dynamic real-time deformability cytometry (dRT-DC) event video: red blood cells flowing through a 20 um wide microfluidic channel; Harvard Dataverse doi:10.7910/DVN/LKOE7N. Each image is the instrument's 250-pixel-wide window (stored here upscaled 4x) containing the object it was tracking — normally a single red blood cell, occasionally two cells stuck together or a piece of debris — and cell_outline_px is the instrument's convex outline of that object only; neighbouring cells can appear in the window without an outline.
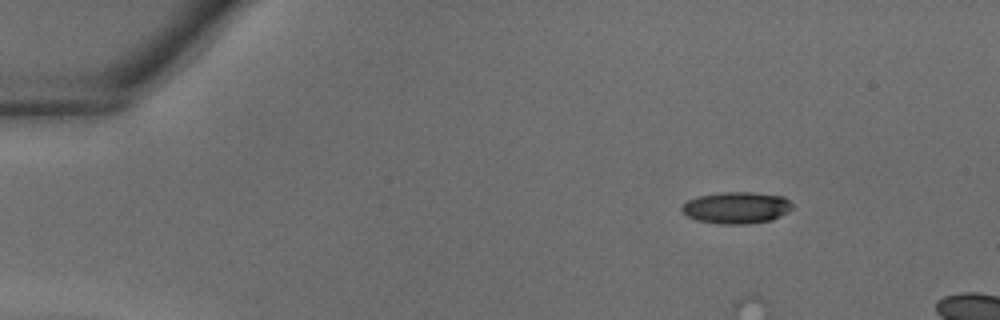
{"species": "common noctule bat (a hibernating species)", "species_latin": "Nyctalus noctula", "temperature_condition": "warm", "stored_images_in_passage": 6, "camera_frame_rate_fps": 3000, "um_per_image_px": 0.085, "animal": {"sex": "male", "body_mass_g": 18.8}, "frame": {"image": 1, "passage_image": 1, "time_ms": 0.0, "image_size_px": [1000, 320], "cell_outline_px": [[792, 208], [788, 212], [772, 220], [748, 224], [720, 224], [696, 220], [688, 216], [680, 208], [688, 200], [696, 196], [720, 192], [752, 192], [784, 196], [792, 204]], "centroid_in_image_um": [62.6, 17.65], "position_along_channel_um": 22.4, "area_um2": 20.52}}